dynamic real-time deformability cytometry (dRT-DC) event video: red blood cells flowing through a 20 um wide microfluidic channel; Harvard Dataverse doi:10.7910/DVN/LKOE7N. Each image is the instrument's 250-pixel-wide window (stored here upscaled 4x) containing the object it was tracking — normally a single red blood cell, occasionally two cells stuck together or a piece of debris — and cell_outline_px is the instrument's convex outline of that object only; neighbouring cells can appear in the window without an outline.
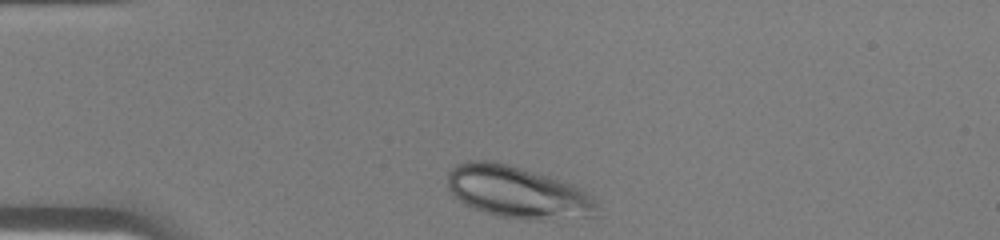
{"species": "human", "species_latin": "Homo sapiens", "temperature_condition": "warm", "stored_images_in_passage": 27, "camera_frame_rate_fps": 3000, "um_per_image_px": 0.085, "donor": {"sex": "male"}, "frame": {"image": 1, "passage_image": 1, "time_ms": 0.0, "image_size_px": [1000, 240], "cell_outline_px": [[600, 204], [596, 216], [536, 220], [524, 220], [496, 216], [472, 208], [464, 204], [452, 196], [448, 188], [448, 172], [456, 164], [468, 160], [496, 160], [548, 176], [572, 184], [580, 188], [592, 196]], "centroid_in_image_um": [43.98, 16.34], "position_along_channel_um": 41.0, "area_um2": 45.89}}
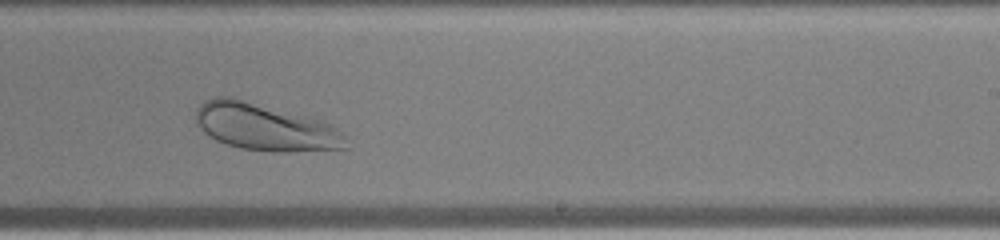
{"frame": {"image": 2, "passage_image": 18, "time_ms": 5.667, "image_size_px": [1000, 240], "cell_outline_px": [[348, 148], [288, 152], [272, 152], [240, 148], [216, 140], [208, 136], [196, 124], [196, 108], [204, 100], [216, 96], [232, 96], [312, 116], [324, 120], [336, 128], [344, 136]], "centroid_in_image_um": [22.52, 10.77], "position_along_channel_um": 266.5, "area_um2": 41.91}}
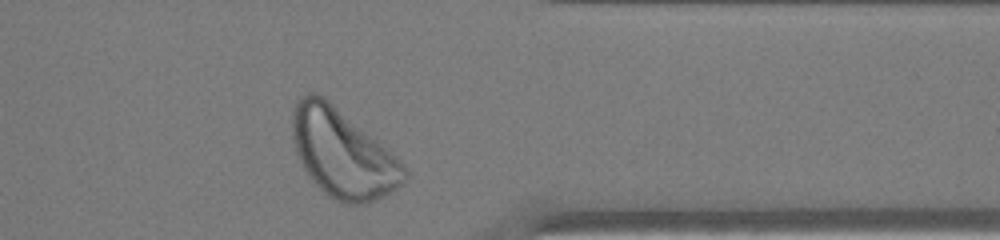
{"frame": {"image": 3, "passage_image": 26, "time_ms": 8.333, "image_size_px": [1000, 240], "cell_outline_px": [[408, 176], [396, 188], [384, 196], [364, 204], [344, 204], [328, 196], [308, 176], [296, 152], [292, 136], [292, 108], [296, 100], [300, 96], [308, 92], [312, 92], [324, 96], [376, 140], [404, 164], [408, 172]], "centroid_in_image_um": [29.08, 13.03], "position_along_channel_um": 382.3, "area_um2": 57.16}}